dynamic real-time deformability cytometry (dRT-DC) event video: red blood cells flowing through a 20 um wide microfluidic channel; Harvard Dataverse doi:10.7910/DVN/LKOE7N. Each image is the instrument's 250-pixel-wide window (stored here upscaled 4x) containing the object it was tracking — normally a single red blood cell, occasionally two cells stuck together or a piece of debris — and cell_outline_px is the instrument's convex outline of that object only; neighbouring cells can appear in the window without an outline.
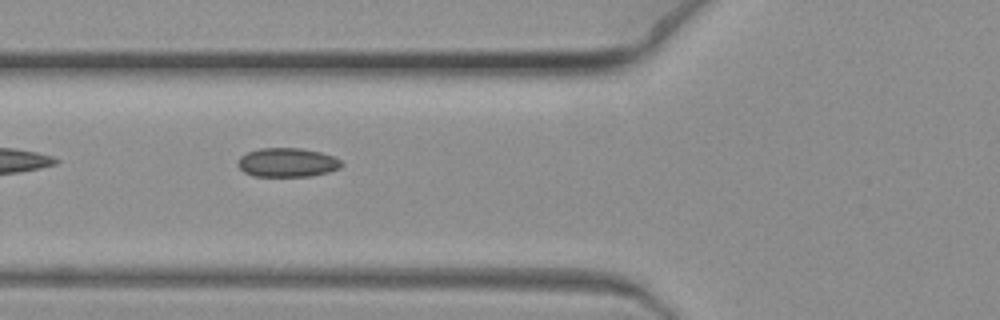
{"species": "common noctule bat (a hibernating species)", "species_latin": "Nyctalus noctula", "temperature_condition": "warm", "stored_images_in_passage": 4, "camera_frame_rate_fps": 3000, "um_per_image_px": 0.085, "animal": {"sex": "female", "body_mass_g": 19.3, "forearm_length_mm": 54.1}, "frame": {"image": 1, "passage_image": 3, "time_ms": 0.667, "image_size_px": [1000, 320], "cell_outline_px": [[344, 164], [340, 168], [328, 172], [312, 176], [252, 176], [244, 172], [236, 164], [240, 156], [248, 152], [260, 148], [300, 148], [320, 152], [332, 156], [340, 160]], "centroid_in_image_um": [24.41, 13.81], "position_along_channel_um": 101.4, "area_um2": 17.57}}
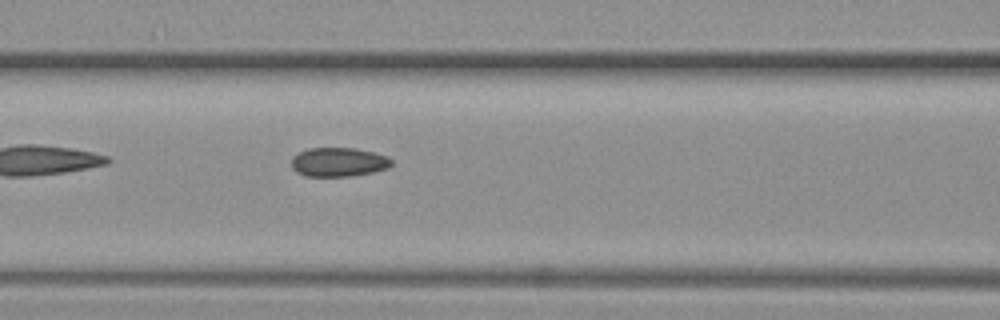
{"frame": {"image": 2, "passage_image": 4, "time_ms": 1.0, "image_size_px": [1000, 320], "cell_outline_px": [[392, 164], [388, 168], [372, 172], [352, 176], [304, 176], [296, 172], [292, 168], [292, 156], [308, 148], [356, 148], [376, 152], [388, 156], [392, 160]], "centroid_in_image_um": [28.79, 13.77], "position_along_channel_um": 137.8, "area_um2": 17.11}}